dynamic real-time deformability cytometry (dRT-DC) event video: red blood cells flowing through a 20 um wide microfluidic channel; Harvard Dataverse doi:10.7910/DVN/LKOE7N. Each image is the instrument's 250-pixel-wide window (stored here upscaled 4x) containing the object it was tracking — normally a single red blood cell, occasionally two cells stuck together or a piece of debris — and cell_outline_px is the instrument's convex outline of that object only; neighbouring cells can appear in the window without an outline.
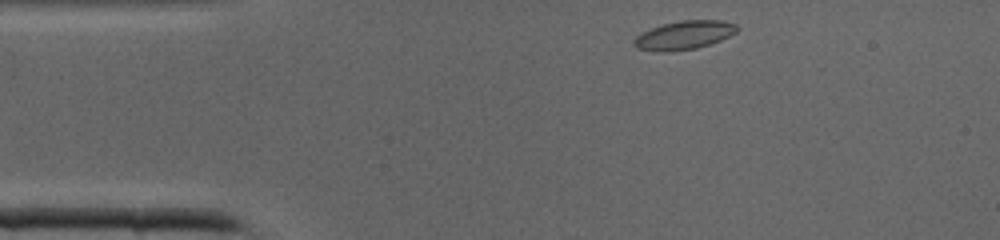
{"species": "common noctule bat (a hibernating species)", "species_latin": "Nyctalus noctula", "temperature_condition": "cold", "stored_images_in_passage": 35, "camera_frame_rate_fps": 3000, "um_per_image_px": 0.085, "animal": {"sex": "male", "body_mass_g": 19.0, "forearm_length_mm": 50.8}, "frame": {"image": 1, "passage_image": 1, "time_ms": 0.0, "image_size_px": [1000, 240], "cell_outline_px": [[740, 28], [736, 32], [720, 40], [696, 48], [664, 52], [640, 48], [636, 44], [636, 36], [652, 28], [664, 24], [680, 20], [720, 20], [736, 24]], "centroid_in_image_um": [58.23, 2.96], "position_along_channel_um": 26.8, "area_um2": 16.65}}
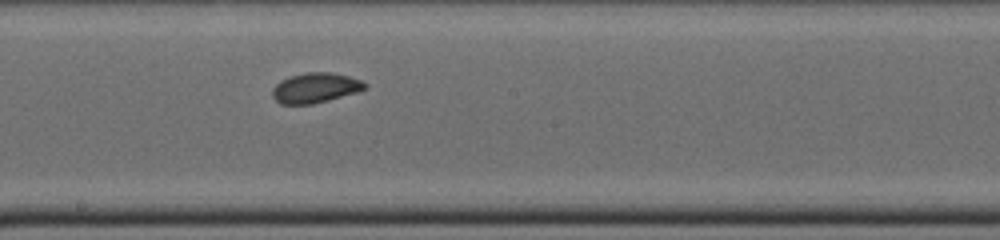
{"frame": {"image": 2, "passage_image": 16, "time_ms": 5.0, "image_size_px": [1000, 240], "cell_outline_px": [[368, 88], [356, 92], [328, 100], [312, 104], [280, 104], [272, 96], [272, 88], [280, 80], [288, 76], [308, 72], [328, 72], [348, 76], [360, 80], [368, 84]], "centroid_in_image_um": [26.78, 7.46], "position_along_channel_um": 221.4, "area_um2": 16.18}}
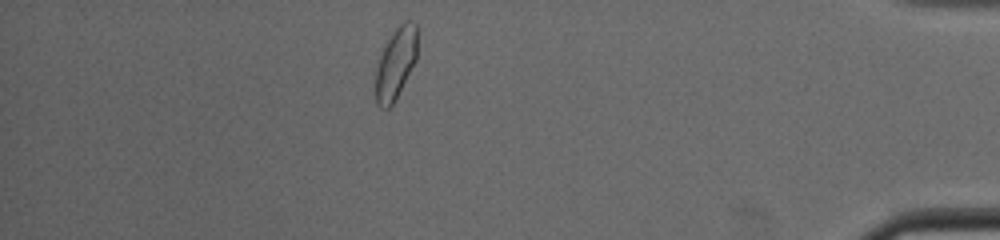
{"frame": {"image": 3, "passage_image": 30, "time_ms": 9.667, "image_size_px": [1000, 240], "cell_outline_px": [[416, 60], [392, 104], [388, 108], [380, 108], [376, 104], [376, 68], [384, 44], [392, 32], [404, 20], [412, 20], [416, 24]], "centroid_in_image_um": [33.62, 5.35], "position_along_channel_um": 401.6, "area_um2": 17.11}}